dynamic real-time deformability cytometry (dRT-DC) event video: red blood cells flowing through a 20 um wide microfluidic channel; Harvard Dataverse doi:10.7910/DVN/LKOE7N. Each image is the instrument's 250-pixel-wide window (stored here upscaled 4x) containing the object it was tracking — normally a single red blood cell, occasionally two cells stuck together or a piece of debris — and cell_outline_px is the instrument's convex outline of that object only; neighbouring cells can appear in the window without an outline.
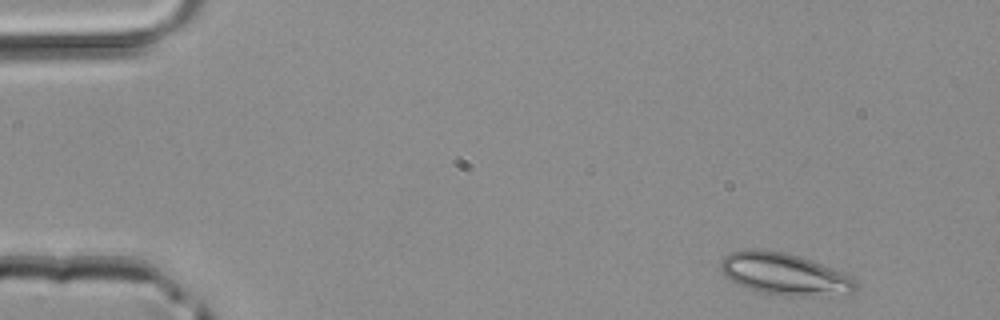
{"species": "common noctule bat (a hibernating species)", "species_latin": "Nyctalus noctula", "temperature_condition": "room temperature", "stored_images_in_passage": 3, "camera_frame_rate_fps": 3000, "um_per_image_px": 0.085, "animal": {"sex": "male", "body_mass_g": 20.4}, "frame": {"image": 1, "passage_image": 1, "time_ms": 0.0, "image_size_px": [1000, 320], "cell_outline_px": [[856, 288], [852, 292], [800, 296], [784, 296], [760, 292], [748, 288], [724, 276], [720, 268], [720, 264], [724, 256], [732, 252], [784, 252], [800, 256], [812, 260], [844, 272], [852, 276], [856, 280]], "centroid_in_image_um": [66.72, 23.32], "position_along_channel_um": 18.3, "area_um2": 31.96}}